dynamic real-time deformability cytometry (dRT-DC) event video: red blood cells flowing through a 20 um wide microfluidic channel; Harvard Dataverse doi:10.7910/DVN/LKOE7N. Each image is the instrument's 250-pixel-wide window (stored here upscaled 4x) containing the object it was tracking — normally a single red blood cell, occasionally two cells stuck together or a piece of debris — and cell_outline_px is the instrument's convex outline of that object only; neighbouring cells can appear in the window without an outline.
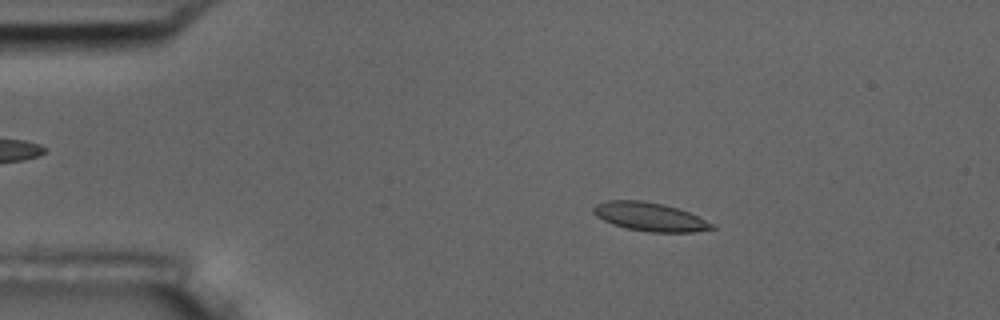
{"species": "common noctule bat (a hibernating species)", "species_latin": "Nyctalus noctula", "temperature_condition": "room temperature", "stored_images_in_passage": 7, "camera_frame_rate_fps": 3000, "um_per_image_px": 0.085, "animal": {"sex": "male", "body_mass_g": 17.5, "forearm_length_mm": 52.3}, "frame": {"image": 1, "passage_image": 2, "time_ms": 2.333, "image_size_px": [1000, 320], "cell_outline_px": [[716, 228], [692, 232], [652, 232], [628, 228], [612, 224], [596, 216], [592, 212], [592, 208], [596, 204], [608, 200], [644, 200], [664, 204], [688, 212], [716, 224]], "centroid_in_image_um": [55.24, 18.42], "position_along_channel_um": 29.8, "area_um2": 19.71}}
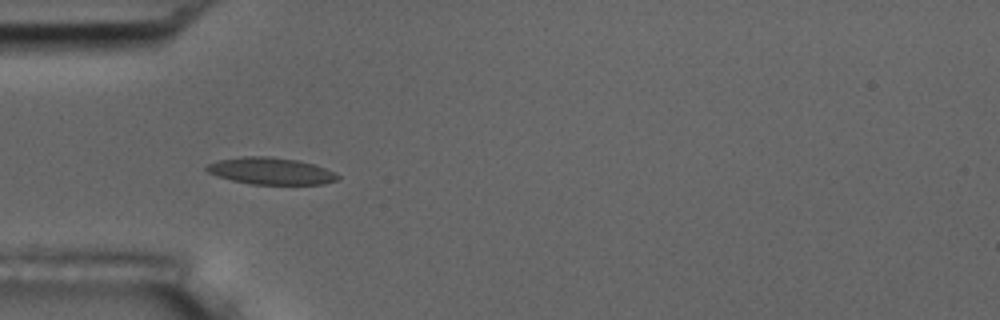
{"frame": {"image": 2, "passage_image": 4, "time_ms": 4.667, "image_size_px": [1000, 320], "cell_outline_px": [[340, 176], [336, 180], [324, 184], [252, 184], [232, 180], [216, 176], [208, 172], [204, 168], [208, 164], [216, 160], [244, 156], [268, 156], [300, 160], [336, 172]], "centroid_in_image_um": [23.0, 14.53], "position_along_channel_um": 62.0, "area_um2": 20.58}}
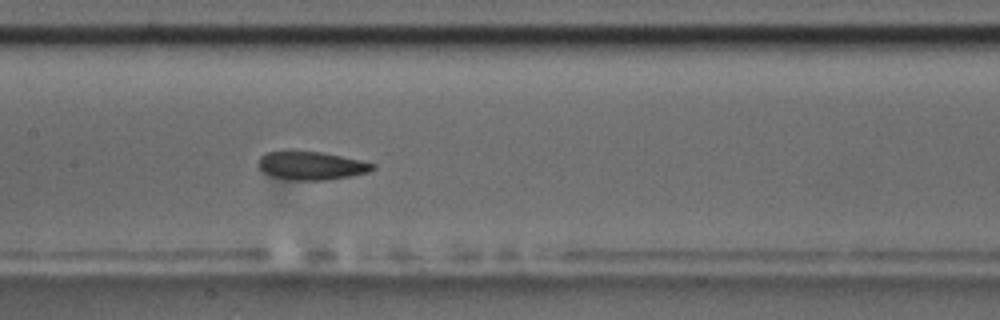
{"frame": {"image": 3, "passage_image": 7, "time_ms": 8.0, "image_size_px": [1000, 320], "cell_outline_px": [[376, 168], [368, 172], [348, 176], [324, 180], [292, 180], [272, 176], [264, 172], [256, 164], [260, 156], [264, 152], [288, 148], [320, 152], [360, 160], [376, 164]], "centroid_in_image_um": [26.37, 14.03], "position_along_channel_um": 181.0, "area_um2": 19.36}}